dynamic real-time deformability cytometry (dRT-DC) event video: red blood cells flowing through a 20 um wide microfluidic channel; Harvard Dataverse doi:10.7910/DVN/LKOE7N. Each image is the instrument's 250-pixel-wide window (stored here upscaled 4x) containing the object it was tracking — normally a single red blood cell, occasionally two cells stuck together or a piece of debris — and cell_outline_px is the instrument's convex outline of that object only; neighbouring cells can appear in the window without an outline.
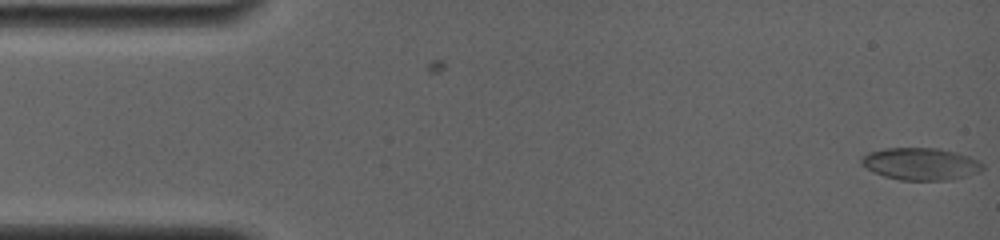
{"species": "common noctule bat (a hibernating species)", "species_latin": "Nyctalus noctula", "temperature_condition": "room temperature", "stored_images_in_passage": 6, "camera_frame_rate_fps": 4000, "um_per_image_px": 0.085, "animal": {"sex": "female", "body_mass_g": 19.0, "forearm_length_mm": 56.7}, "frame": {"image": 1, "passage_image": 6, "time_ms": 1.25, "image_size_px": [1000, 240], "cell_outline_px": [[984, 168], [980, 172], [948, 180], [900, 180], [884, 176], [860, 164], [860, 160], [868, 152], [884, 148], [936, 148], [956, 152], [968, 156], [984, 164]], "centroid_in_image_um": [78.26, 13.93], "position_along_channel_um": 6.7, "area_um2": 22.6}}